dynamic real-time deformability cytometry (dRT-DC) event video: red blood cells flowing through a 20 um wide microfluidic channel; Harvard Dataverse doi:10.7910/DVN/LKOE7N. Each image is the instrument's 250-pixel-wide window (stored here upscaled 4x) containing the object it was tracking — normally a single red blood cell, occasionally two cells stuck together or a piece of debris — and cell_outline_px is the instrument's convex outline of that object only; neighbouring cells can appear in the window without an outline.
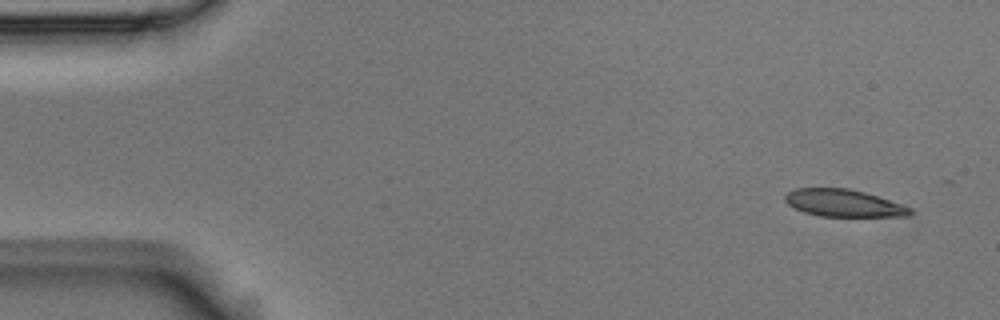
{"species": "Egyptian fruit bat (a non-hibernating species)", "species_latin": "Rousettus aegyptiacus", "temperature_condition": "room temperature", "stored_images_in_passage": 15, "camera_frame_rate_fps": 3000, "um_per_image_px": 0.085, "animal": {"sex": "male"}, "frame": {"image": 1, "passage_image": 1, "time_ms": 0.0, "image_size_px": [1000, 320], "cell_outline_px": [[912, 212], [908, 216], [820, 216], [804, 212], [788, 204], [784, 200], [784, 196], [788, 192], [796, 188], [848, 188], [864, 192], [912, 208]], "centroid_in_image_um": [71.67, 17.26], "position_along_channel_um": 13.3, "area_um2": 19.59}}
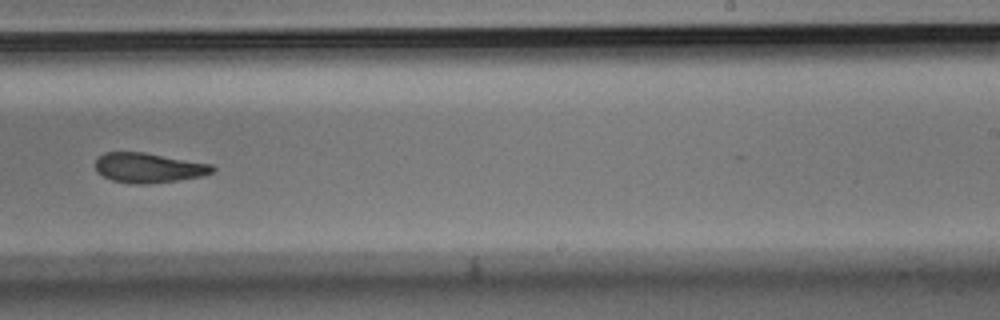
{"frame": {"image": 2, "passage_image": 9, "time_ms": 2.667, "image_size_px": [1000, 320], "cell_outline_px": [[216, 168], [212, 172], [204, 176], [148, 184], [136, 184], [112, 180], [96, 172], [96, 156], [104, 152], [144, 152], [212, 164]], "centroid_in_image_um": [12.62, 14.25], "position_along_channel_um": 276.4, "area_um2": 20.4}}
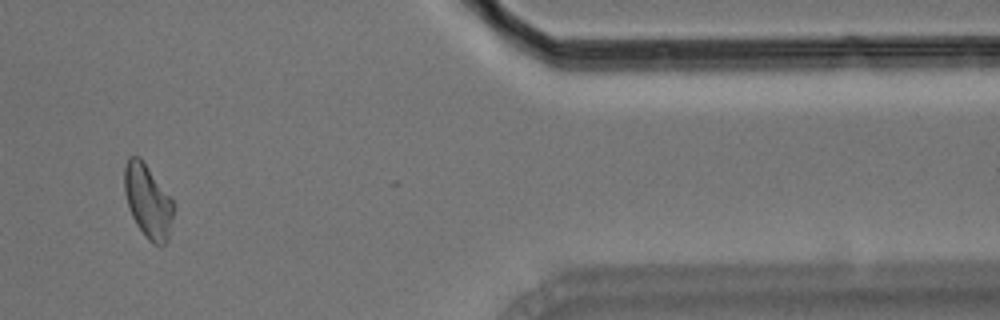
{"frame": {"image": 3, "passage_image": 12, "time_ms": 3.667, "image_size_px": [1000, 320], "cell_outline_px": [[176, 208], [168, 240], [160, 248], [152, 244], [148, 240], [136, 224], [128, 208], [124, 192], [124, 164], [128, 156], [140, 156], [176, 204]], "centroid_in_image_um": [12.59, 17.12], "position_along_channel_um": 398.8, "area_um2": 21.68}}